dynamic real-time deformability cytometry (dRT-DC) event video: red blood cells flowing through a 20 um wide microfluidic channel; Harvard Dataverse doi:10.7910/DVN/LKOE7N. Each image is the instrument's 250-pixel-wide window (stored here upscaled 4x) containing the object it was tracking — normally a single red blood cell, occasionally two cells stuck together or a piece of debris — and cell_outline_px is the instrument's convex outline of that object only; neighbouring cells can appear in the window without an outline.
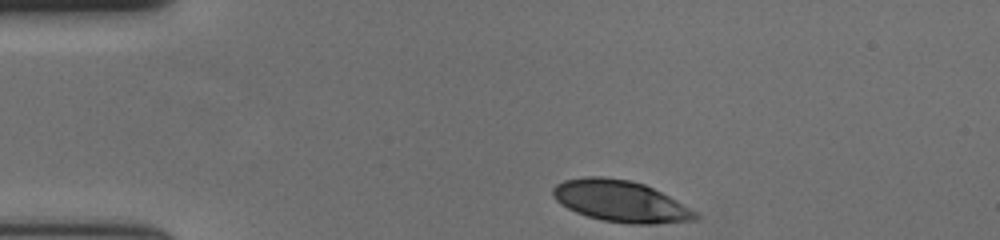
{"species": "human", "species_latin": "Homo sapiens", "temperature_condition": "cold", "stored_images_in_passage": 37, "camera_frame_rate_fps": 3000, "um_per_image_px": 0.085, "donor": {"sex": "female"}, "frame": {"image": 1, "passage_image": 1, "time_ms": 0.0, "image_size_px": [1000, 240], "cell_outline_px": [[700, 216], [696, 220], [652, 224], [628, 224], [600, 220], [576, 212], [560, 204], [552, 196], [552, 188], [556, 184], [564, 180], [584, 176], [604, 176], [632, 180], [644, 184], [668, 196], [696, 212]], "centroid_in_image_um": [52.7, 17.1], "position_along_channel_um": 32.3, "area_um2": 34.45}}
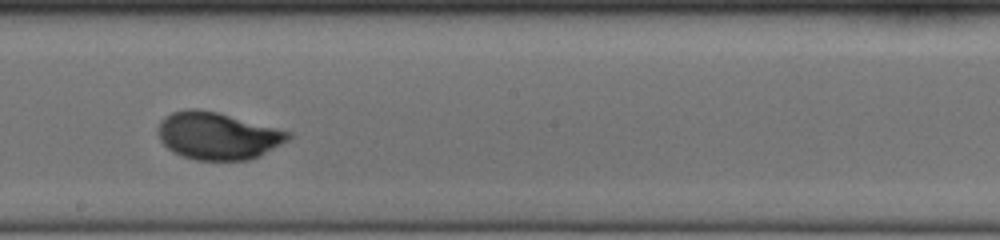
{"frame": {"image": 2, "passage_image": 22, "time_ms": 7.0, "image_size_px": [1000, 240], "cell_outline_px": [[292, 136], [288, 140], [260, 156], [248, 160], [196, 160], [172, 152], [160, 140], [160, 120], [164, 116], [172, 112], [188, 108], [196, 108], [216, 112], [292, 132]], "centroid_in_image_um": [18.51, 11.54], "position_along_channel_um": 229.7, "area_um2": 35.6}}
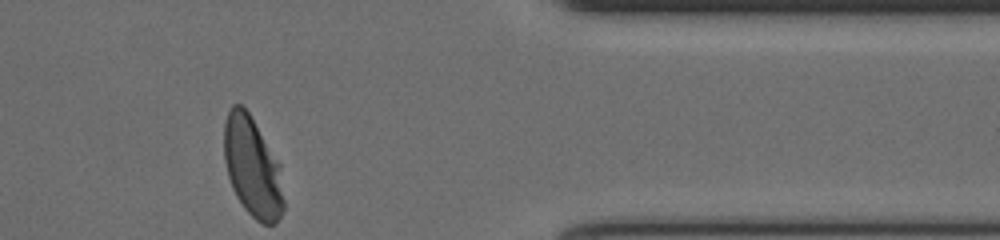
{"frame": {"image": 3, "passage_image": 37, "time_ms": 12.0, "image_size_px": [1000, 240], "cell_outline_px": [[284, 208], [276, 224], [260, 224], [244, 208], [236, 196], [232, 188], [228, 176], [224, 160], [224, 124], [228, 112], [232, 104], [240, 104], [248, 112], [280, 164], [284, 200]], "centroid_in_image_um": [21.46, 14.24], "position_along_channel_um": 389.9, "area_um2": 34.74}, "authors_computed_cell_mechanics": {"area_um2": 35.2002, "velocity_mm_per_s": 3.6179, "shape_relaxation_time_tau1_ms": 3.0115, "shape_relaxation_time_tau2_ms": null, "deformation_change_tau1": 0.178, "deformation_change_tau2": null}}